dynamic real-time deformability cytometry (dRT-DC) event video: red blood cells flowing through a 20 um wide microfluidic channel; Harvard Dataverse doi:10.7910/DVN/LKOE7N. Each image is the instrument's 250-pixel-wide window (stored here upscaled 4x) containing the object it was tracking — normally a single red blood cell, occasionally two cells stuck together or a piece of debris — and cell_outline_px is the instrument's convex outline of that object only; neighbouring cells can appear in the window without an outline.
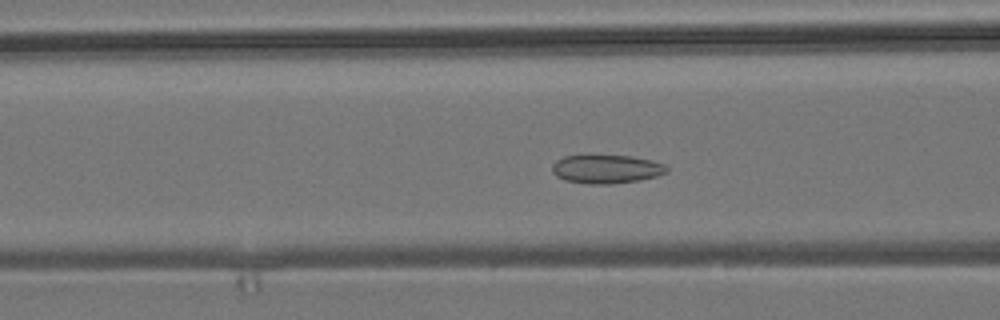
{"species": "common noctule bat (a hibernating species)", "species_latin": "Nyctalus noctula", "temperature_condition": "room temperature", "stored_images_in_passage": 56, "camera_frame_rate_fps": 3000, "um_per_image_px": 0.085, "animal": {"sex": "male", "body_mass_g": 19.2, "forearm_length_mm": 51.8}, "frame": {"image": 1, "passage_image": 22, "time_ms": 7.0, "image_size_px": [1000, 320], "cell_outline_px": [[668, 172], [656, 176], [640, 180], [612, 184], [588, 184], [564, 180], [556, 176], [552, 172], [552, 164], [556, 160], [564, 156], [588, 152], [632, 156], [652, 160], [664, 164], [668, 168]], "centroid_in_image_um": [51.49, 14.32], "position_along_channel_um": 115.1, "area_um2": 20.11}}
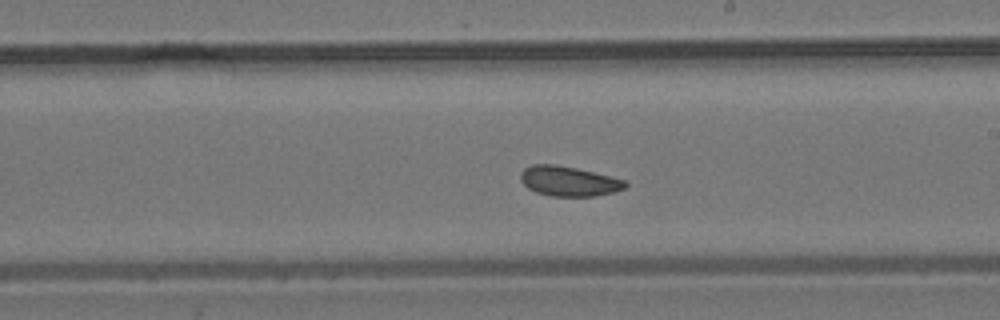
{"frame": {"image": 2, "passage_image": 32, "time_ms": 10.333, "image_size_px": [1000, 320], "cell_outline_px": [[628, 184], [624, 188], [612, 192], [596, 196], [552, 196], [536, 192], [528, 188], [520, 180], [520, 172], [524, 168], [532, 164], [556, 164], [576, 168], [624, 180]], "centroid_in_image_um": [48.29, 15.39], "position_along_channel_um": 240.7, "area_um2": 18.09}}
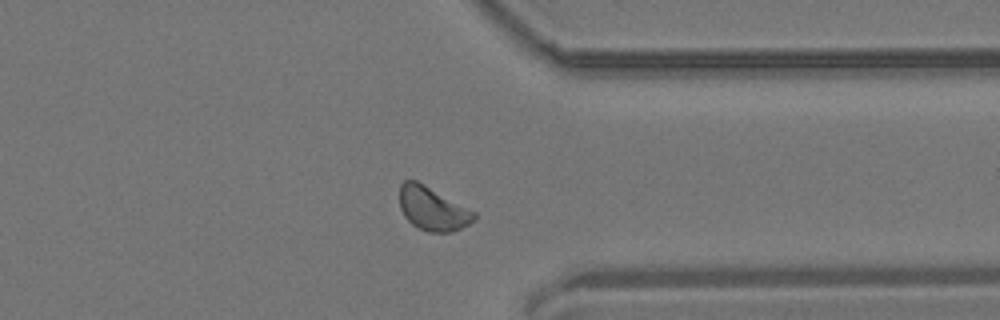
{"frame": {"image": 3, "passage_image": 43, "time_ms": 14.0, "image_size_px": [1000, 320], "cell_outline_px": [[476, 216], [468, 224], [452, 232], [428, 232], [416, 228], [404, 216], [400, 208], [400, 184], [404, 180], [416, 180], [424, 184], [476, 212]], "centroid_in_image_um": [36.74, 17.74], "position_along_channel_um": 374.7, "area_um2": 18.84}, "authors_computed_cell_mechanics": {"area_um2": 18.9006, "velocity_mm_per_s": 3.7763, "shape_relaxation_time_tau1_ms": 6.8987, "shape_relaxation_time_tau2_ms": 2.4275, "deformation_change_tau1": 0.0608, "deformation_change_tau2": 0.0675}}